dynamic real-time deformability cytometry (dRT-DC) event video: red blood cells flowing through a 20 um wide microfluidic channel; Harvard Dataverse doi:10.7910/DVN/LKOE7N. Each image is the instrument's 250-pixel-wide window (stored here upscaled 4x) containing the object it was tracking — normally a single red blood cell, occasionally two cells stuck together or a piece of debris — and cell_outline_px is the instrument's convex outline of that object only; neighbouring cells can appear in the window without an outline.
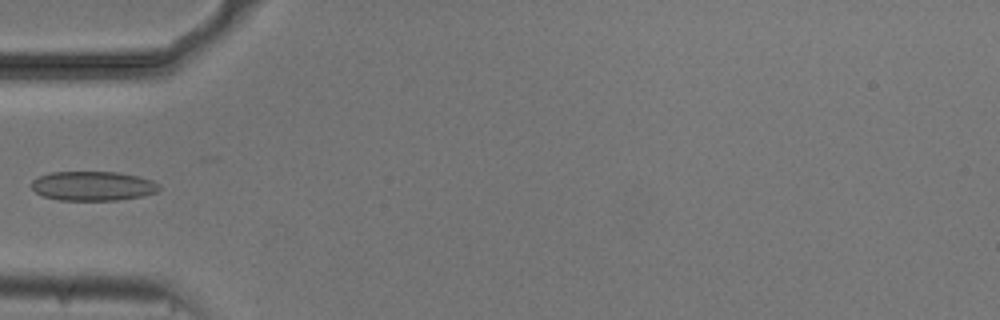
{"species": "common noctule bat (a hibernating species)", "species_latin": "Nyctalus noctula", "temperature_condition": "cold", "stored_images_in_passage": 30, "camera_frame_rate_fps": 3000, "um_per_image_px": 0.085, "animal": {"sex": "male", "body_mass_g": 20.5, "forearm_length_mm": 52.5}, "frame": {"image": 1, "passage_image": 1, "time_ms": 0.0, "image_size_px": [1000, 320], "cell_outline_px": [[160, 188], [156, 192], [144, 196], [116, 200], [60, 200], [44, 196], [36, 192], [32, 188], [32, 180], [40, 176], [52, 172], [120, 172], [140, 176], [152, 180], [160, 184]], "centroid_in_image_um": [7.94, 15.8], "position_along_channel_um": 77.1, "area_um2": 21.91}}
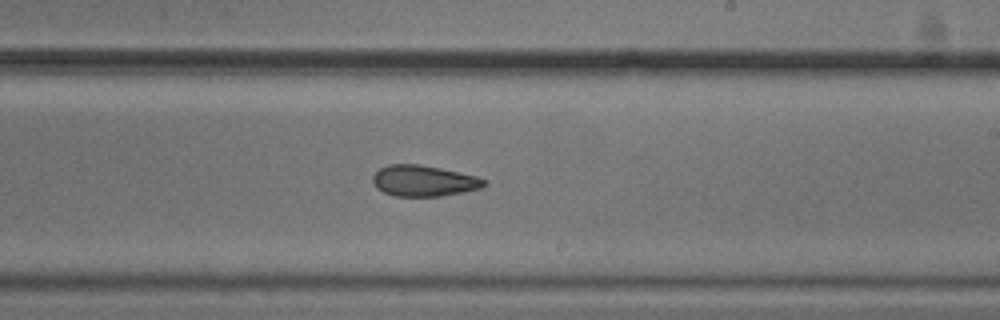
{"frame": {"image": 2, "passage_image": 15, "time_ms": 4.667, "image_size_px": [1000, 320], "cell_outline_px": [[488, 184], [480, 188], [440, 196], [396, 196], [384, 192], [376, 188], [372, 180], [372, 176], [380, 168], [388, 164], [420, 164], [440, 168], [476, 176], [488, 180]], "centroid_in_image_um": [36.01, 15.36], "position_along_channel_um": 253.0, "area_um2": 20.06}}
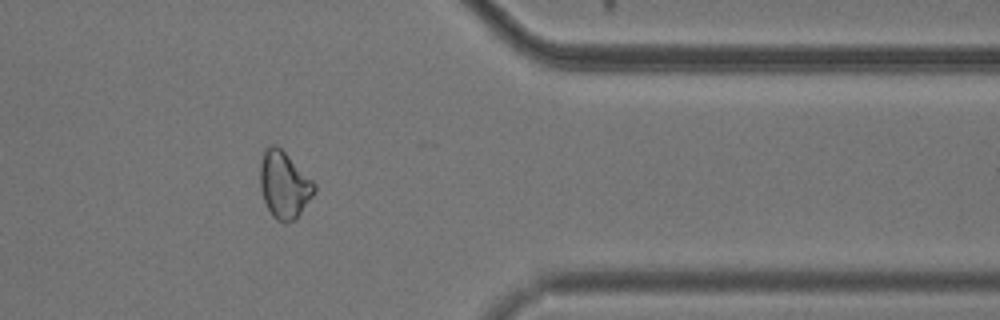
{"frame": {"image": 3, "passage_image": 27, "time_ms": 8.667, "image_size_px": [1000, 320], "cell_outline_px": [[316, 188], [312, 196], [296, 220], [276, 220], [272, 216], [264, 200], [260, 188], [260, 160], [264, 148], [268, 144], [276, 144], [316, 184]], "centroid_in_image_um": [24.12, 15.68], "position_along_channel_um": 387.3, "area_um2": 20.92}}